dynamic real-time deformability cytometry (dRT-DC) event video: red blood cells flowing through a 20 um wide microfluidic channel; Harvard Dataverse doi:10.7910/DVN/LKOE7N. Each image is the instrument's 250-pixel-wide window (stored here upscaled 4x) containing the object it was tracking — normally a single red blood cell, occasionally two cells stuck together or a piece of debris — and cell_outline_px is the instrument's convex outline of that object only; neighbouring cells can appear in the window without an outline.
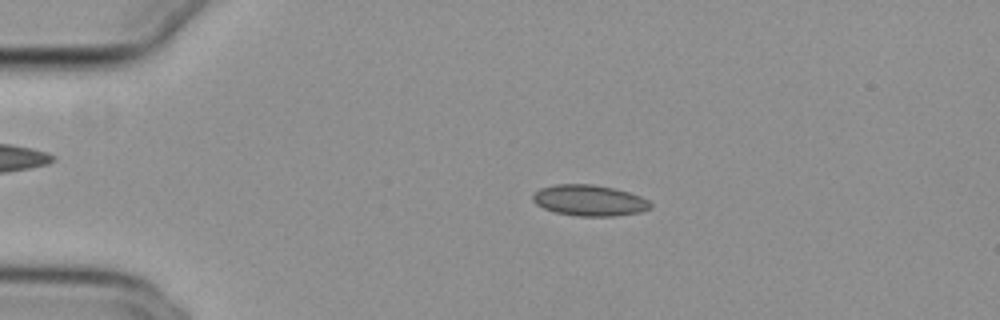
{"species": "common noctule bat (a hibernating species)", "species_latin": "Nyctalus noctula", "temperature_condition": "cold", "stored_images_in_passage": 53, "camera_frame_rate_fps": 3000, "um_per_image_px": 0.085, "animal": {"sex": "female", "body_mass_g": 29.2, "forearm_length_mm": 56.3}, "frame": {"image": 1, "passage_image": 11, "time_ms": 3.333, "image_size_px": [1000, 320], "cell_outline_px": [[652, 208], [640, 212], [616, 216], [576, 216], [556, 212], [544, 208], [536, 204], [532, 200], [532, 196], [540, 188], [556, 184], [592, 184], [612, 188], [628, 192], [640, 196], [648, 200], [652, 204]], "centroid_in_image_um": [50.1, 17.04], "position_along_channel_um": 34.9, "area_um2": 21.21}}
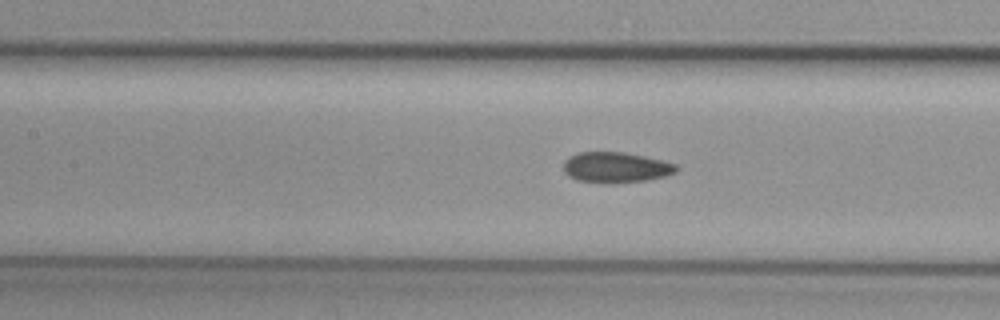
{"frame": {"image": 2, "passage_image": 24, "time_ms": 7.667, "image_size_px": [1000, 320], "cell_outline_px": [[680, 168], [676, 172], [664, 176], [648, 180], [612, 184], [608, 184], [576, 180], [568, 176], [564, 172], [564, 160], [580, 152], [624, 152], [644, 156], [676, 164]], "centroid_in_image_um": [52.35, 14.24], "position_along_channel_um": 155.1, "area_um2": 20.23}}
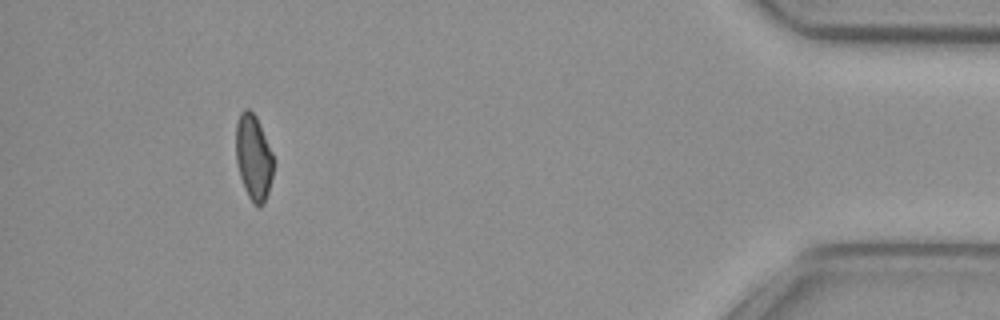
{"frame": {"image": 3, "passage_image": 49, "time_ms": 16.0, "image_size_px": [1000, 320], "cell_outline_px": [[276, 160], [268, 192], [264, 204], [260, 208], [252, 204], [244, 188], [236, 164], [236, 120], [240, 112], [244, 108], [248, 108], [256, 116]], "centroid_in_image_um": [21.56, 13.39], "position_along_channel_um": 413.6, "area_um2": 19.19}, "authors_computed_cell_mechanics": {"area_um2": 20.1144, "velocity_mm_per_s": 3.8494, "shape_relaxation_time_tau1_ms": null, "shape_relaxation_time_tau2_ms": 3.0552, "deformation_change_tau1": null, "deformation_change_tau2": 0.0835}}